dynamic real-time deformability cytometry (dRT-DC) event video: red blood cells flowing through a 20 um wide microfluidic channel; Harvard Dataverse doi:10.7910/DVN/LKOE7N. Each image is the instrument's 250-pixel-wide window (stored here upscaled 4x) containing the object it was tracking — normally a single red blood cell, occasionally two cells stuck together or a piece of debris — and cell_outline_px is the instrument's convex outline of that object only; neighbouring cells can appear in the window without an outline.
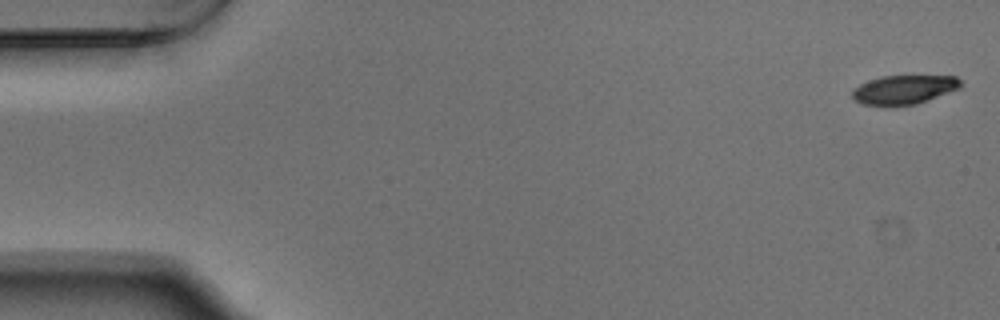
{"species": "Egyptian fruit bat (a non-hibernating species)", "species_latin": "Rousettus aegyptiacus", "temperature_condition": "warm", "stored_images_in_passage": 53, "camera_frame_rate_fps": 3000, "um_per_image_px": 0.085, "animal": {"sex": "male"}, "frame": {"image": 1, "passage_image": 1, "time_ms": 0.0, "image_size_px": [1000, 320], "cell_outline_px": [[964, 84], [960, 88], [916, 104], [864, 104], [856, 100], [852, 96], [852, 88], [868, 80], [880, 76], [956, 76]], "centroid_in_image_um": [76.86, 7.58], "position_along_channel_um": 8.1, "area_um2": 17.98}}
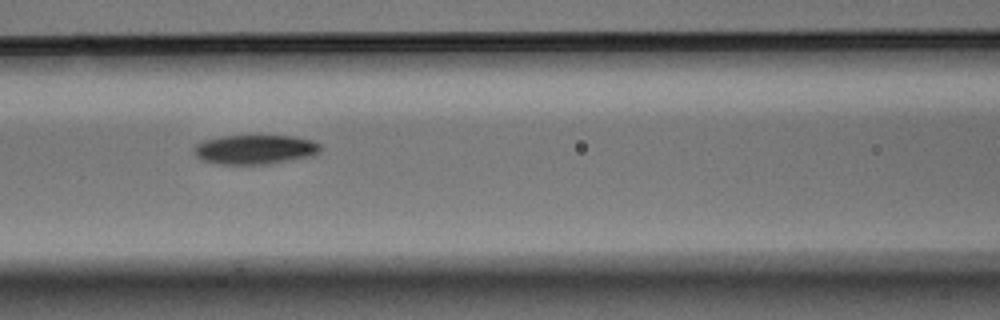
{"frame": {"image": 2, "passage_image": 23, "time_ms": 7.333, "image_size_px": [1000, 320], "cell_outline_px": [[320, 152], [316, 156], [268, 164], [216, 164], [200, 160], [196, 156], [192, 148], [196, 144], [204, 140], [220, 136], [296, 136], [312, 140], [320, 144]], "centroid_in_image_um": [21.68, 12.71], "position_along_channel_um": 144.9, "area_um2": 22.02}}
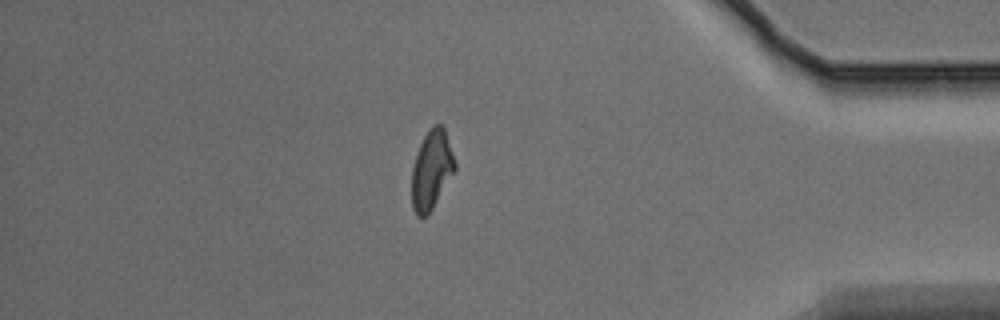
{"frame": {"image": 3, "passage_image": 46, "time_ms": 15.0, "image_size_px": [1000, 320], "cell_outline_px": [[456, 168], [432, 208], [424, 216], [416, 216], [412, 208], [412, 168], [420, 144], [428, 128], [432, 124], [440, 124], [444, 128], [456, 164]], "centroid_in_image_um": [36.67, 14.4], "position_along_channel_um": 398.5, "area_um2": 19.48}, "authors_computed_cell_mechanics": {"area_um2": 20.9236, "velocity_mm_per_s": 3.7563, "shape_relaxation_time_tau1_ms": 3.8648, "shape_relaxation_time_tau2_ms": 10.2583, "deformation_change_tau1": 0.1645, "deformation_change_tau2": 0.1753}}